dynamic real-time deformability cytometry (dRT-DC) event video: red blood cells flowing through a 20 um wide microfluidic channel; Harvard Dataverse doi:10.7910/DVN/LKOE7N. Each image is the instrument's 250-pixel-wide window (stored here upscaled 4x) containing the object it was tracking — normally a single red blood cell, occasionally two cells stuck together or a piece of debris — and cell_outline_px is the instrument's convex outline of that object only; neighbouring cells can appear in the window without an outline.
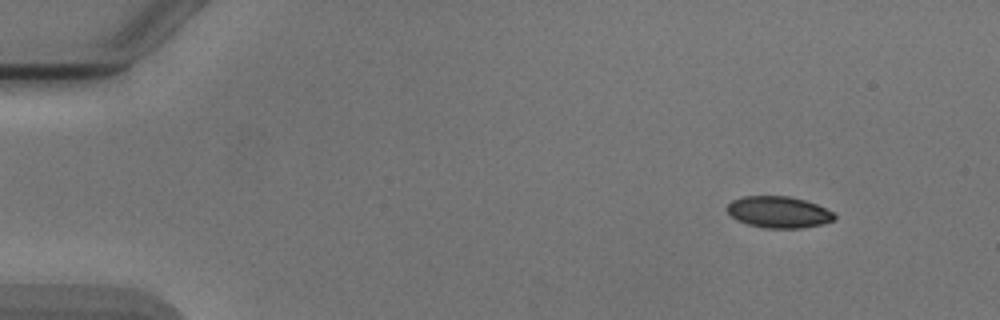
{"species": "Egyptian fruit bat (a non-hibernating species)", "species_latin": "Rousettus aegyptiacus", "temperature_condition": "cold", "stored_images_in_passage": 53, "camera_frame_rate_fps": 3000, "um_per_image_px": 0.085, "animal": {"sex": "male"}, "frame": {"image": 1, "passage_image": 5, "time_ms": 1.333, "image_size_px": [1000, 320], "cell_outline_px": [[836, 220], [820, 224], [800, 228], [764, 228], [748, 224], [736, 220], [728, 212], [728, 204], [732, 200], [744, 196], [788, 196], [804, 200], [816, 204], [832, 212], [836, 216]], "centroid_in_image_um": [66.18, 18.03], "position_along_channel_um": 18.8, "area_um2": 19.54}}
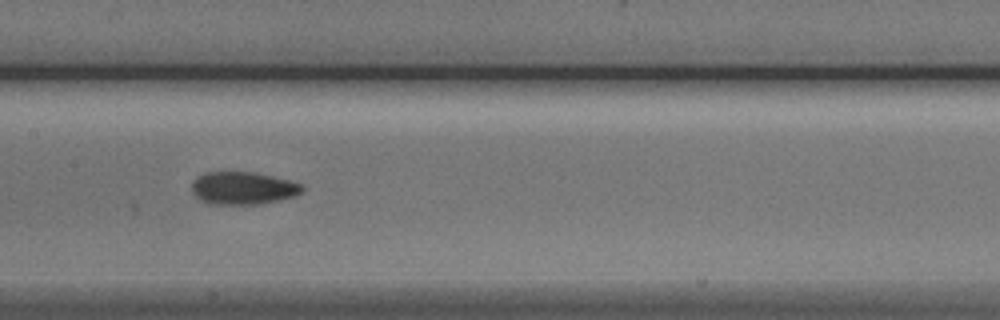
{"frame": {"image": 2, "passage_image": 26, "time_ms": 8.333, "image_size_px": [1000, 320], "cell_outline_px": [[304, 188], [296, 196], [280, 200], [260, 204], [208, 204], [200, 200], [192, 192], [192, 180], [196, 176], [204, 172], [256, 172], [288, 180], [300, 184]], "centroid_in_image_um": [20.61, 15.99], "position_along_channel_um": 186.8, "area_um2": 21.15}}
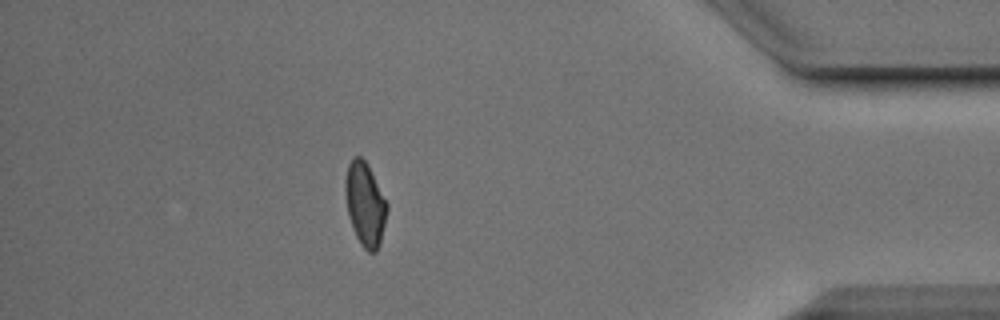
{"frame": {"image": 3, "passage_image": 46, "time_ms": 15.0, "image_size_px": [1000, 320], "cell_outline_px": [[388, 208], [380, 244], [376, 252], [368, 252], [360, 244], [352, 228], [348, 216], [344, 192], [344, 180], [348, 164], [352, 156], [360, 156], [364, 160], [388, 204]], "centroid_in_image_um": [31.0, 17.37], "position_along_channel_um": 404.2, "area_um2": 20.35}}